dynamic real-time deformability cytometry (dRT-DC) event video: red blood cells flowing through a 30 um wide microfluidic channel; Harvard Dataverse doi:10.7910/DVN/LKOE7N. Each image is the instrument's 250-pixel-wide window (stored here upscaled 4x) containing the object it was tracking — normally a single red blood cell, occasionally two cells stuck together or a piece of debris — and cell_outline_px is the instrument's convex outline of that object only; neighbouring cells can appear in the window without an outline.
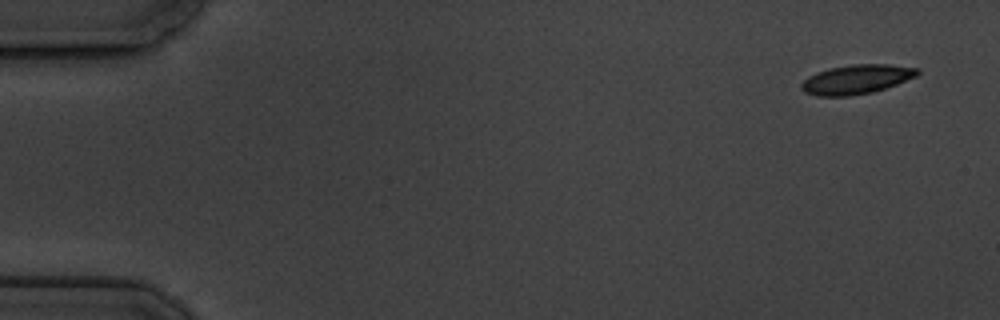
{"species": "common noctule bat (a hibernating species)", "species_latin": "Nyctalus noctula", "temperature_condition": "cold", "stored_images_in_passage": 15, "camera_frame_rate_fps": 3000, "um_per_image_px": 0.085, "animal": {"sex": "male", "body_mass_g": 19.5, "forearm_length_mm": 54.6}, "frame": {"image": 1, "passage_image": 1, "time_ms": 0.0, "image_size_px": [1000, 320], "cell_outline_px": [[920, 72], [916, 76], [896, 84], [872, 92], [848, 96], [816, 96], [804, 92], [800, 88], [800, 84], [808, 76], [816, 72], [828, 68], [852, 64], [888, 64], [920, 68]], "centroid_in_image_um": [72.77, 6.74], "position_along_channel_um": 12.2, "area_um2": 19.88}}
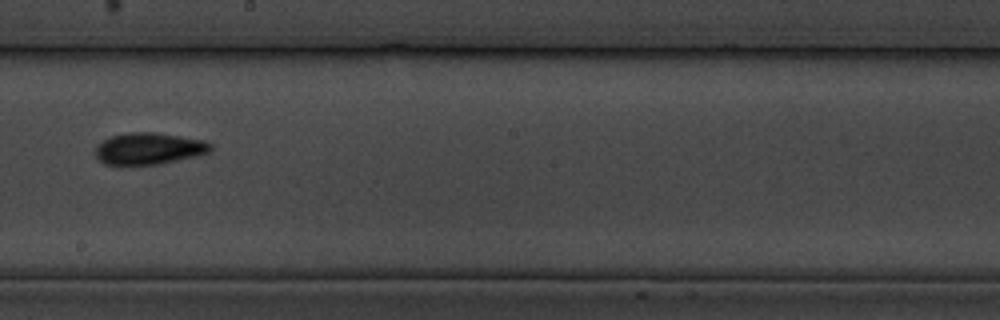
{"frame": {"image": 2, "passage_image": 9, "time_ms": 10.0, "image_size_px": [1000, 320], "cell_outline_px": [[212, 148], [208, 152], [200, 156], [156, 164], [104, 164], [96, 156], [96, 148], [104, 140], [112, 136], [128, 132], [156, 132], [204, 140], [212, 144]], "centroid_in_image_um": [12.71, 12.62], "position_along_channel_um": 235.5, "area_um2": 21.1}}
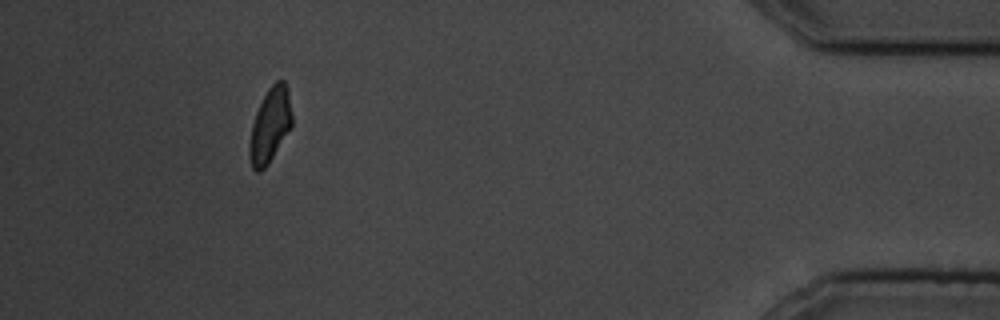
{"frame": {"image": 3, "passage_image": 14, "time_ms": 16.667, "image_size_px": [1000, 320], "cell_outline_px": [[292, 124], [268, 164], [260, 172], [256, 172], [252, 168], [248, 152], [248, 148], [252, 124], [256, 112], [268, 88], [276, 80], [284, 80], [288, 88], [292, 116]], "centroid_in_image_um": [22.94, 10.64], "position_along_channel_um": 412.3, "area_um2": 18.32}, "authors_computed_cell_mechanics": {"area_um2": 19.8832, "velocity_mm_per_s": 3.4951, "shape_relaxation_time_tau1_ms": 5.8651, "shape_relaxation_time_tau2_ms": null, "deformation_change_tau1": 0.0983, "deformation_change_tau2": null}}